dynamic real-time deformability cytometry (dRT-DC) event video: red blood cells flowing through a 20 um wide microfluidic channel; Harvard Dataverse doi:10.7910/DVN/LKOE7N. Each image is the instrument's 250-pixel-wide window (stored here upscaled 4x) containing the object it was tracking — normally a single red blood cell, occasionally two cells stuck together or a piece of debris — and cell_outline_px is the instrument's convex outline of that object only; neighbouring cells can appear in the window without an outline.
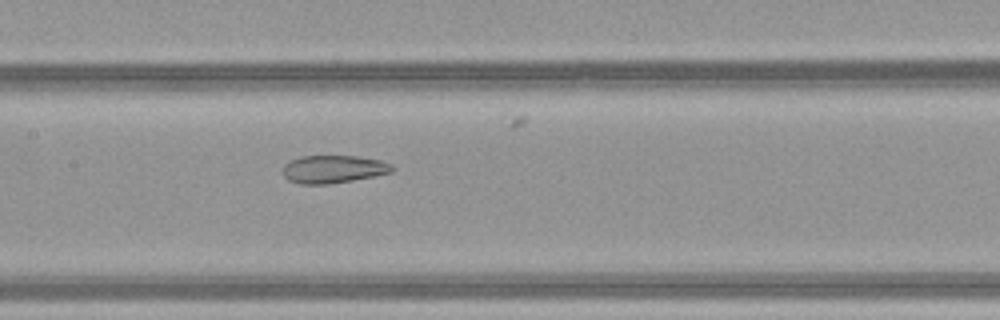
{"species": "common noctule bat (a hibernating species)", "species_latin": "Nyctalus noctula", "temperature_condition": "warm", "stored_images_in_passage": 13, "camera_frame_rate_fps": 3000, "um_per_image_px": 0.085, "animal": {"sex": "female", "body_mass_g": 21.9}, "frame": {"image": 1, "passage_image": 13, "time_ms": 4.0, "image_size_px": [1000, 320], "cell_outline_px": [[396, 168], [392, 172], [352, 180], [328, 184], [300, 184], [288, 180], [284, 176], [284, 164], [288, 160], [300, 156], [356, 156], [380, 160], [392, 164]], "centroid_in_image_um": [28.32, 14.37], "position_along_channel_um": 179.1, "area_um2": 17.74}}